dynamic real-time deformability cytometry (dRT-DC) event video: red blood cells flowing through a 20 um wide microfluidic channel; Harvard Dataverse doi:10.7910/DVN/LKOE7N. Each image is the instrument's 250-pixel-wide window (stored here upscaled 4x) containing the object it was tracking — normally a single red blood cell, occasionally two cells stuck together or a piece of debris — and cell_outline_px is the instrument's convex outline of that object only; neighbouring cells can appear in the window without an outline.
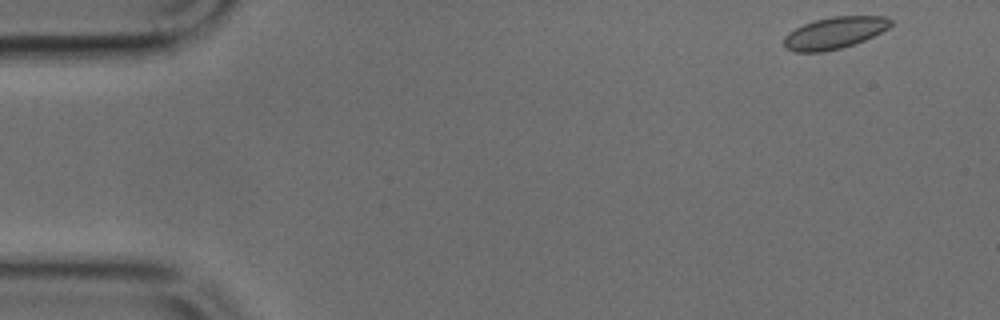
{"species": "common noctule bat (a hibernating species)", "species_latin": "Nyctalus noctula", "temperature_condition": "cold", "stored_images_in_passage": 5, "camera_frame_rate_fps": 3000, "um_per_image_px": 0.085, "animal": {"sex": "male", "body_mass_g": 17.9, "forearm_length_mm": 54.2}, "frame": {"image": 1, "passage_image": 1, "time_ms": 0.0, "image_size_px": [1000, 320], "cell_outline_px": [[892, 24], [888, 28], [864, 40], [840, 48], [820, 52], [796, 52], [784, 48], [784, 36], [788, 32], [804, 24], [816, 20], [832, 16], [884, 16], [892, 20]], "centroid_in_image_um": [70.91, 2.79], "position_along_channel_um": 14.1, "area_um2": 19.59}}